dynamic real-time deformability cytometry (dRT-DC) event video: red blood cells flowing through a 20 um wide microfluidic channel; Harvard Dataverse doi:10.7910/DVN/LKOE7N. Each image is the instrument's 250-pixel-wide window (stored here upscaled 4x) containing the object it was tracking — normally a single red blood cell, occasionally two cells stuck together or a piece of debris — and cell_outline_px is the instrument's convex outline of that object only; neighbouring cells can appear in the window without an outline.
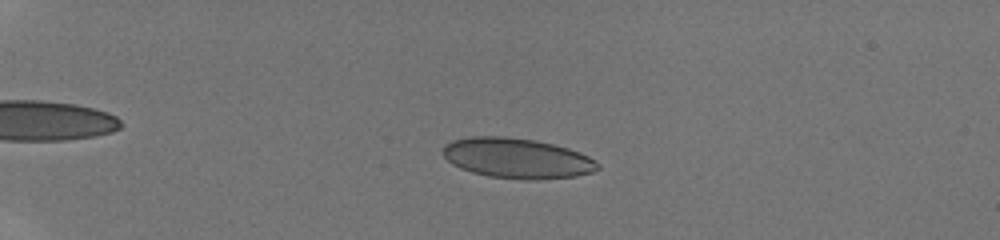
{"species": "human", "species_latin": "Homo sapiens", "temperature_condition": "room temperature", "stored_images_in_passage": 51, "camera_frame_rate_fps": 3000, "um_per_image_px": 0.085, "donor": {"sex": "male"}, "frame": {"image": 1, "passage_image": 14, "time_ms": 4.333, "image_size_px": [1000, 240], "cell_outline_px": [[600, 168], [592, 172], [576, 176], [536, 180], [528, 180], [488, 176], [472, 172], [460, 168], [452, 164], [440, 152], [444, 144], [452, 140], [472, 136], [504, 136], [536, 140], [568, 148], [580, 152], [588, 156], [600, 164]], "centroid_in_image_um": [43.93, 13.44], "position_along_channel_um": 41.1, "area_um2": 36.53}}
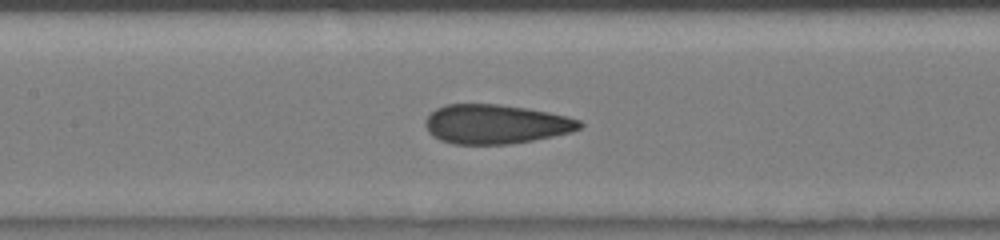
{"frame": {"image": 2, "passage_image": 28, "time_ms": 9.0, "image_size_px": [1000, 240], "cell_outline_px": [[584, 124], [580, 128], [572, 132], [512, 144], [452, 144], [440, 140], [432, 136], [428, 132], [424, 124], [424, 120], [436, 108], [444, 104], [500, 104], [528, 108], [548, 112], [580, 120]], "centroid_in_image_um": [42.1, 10.55], "position_along_channel_um": 165.3, "area_um2": 35.49}}
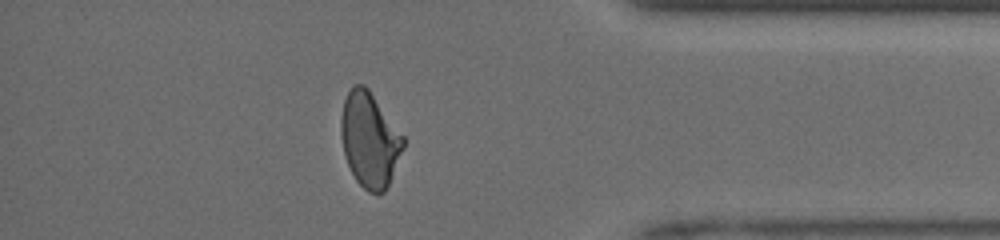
{"frame": {"image": 3, "passage_image": 46, "time_ms": 15.0, "image_size_px": [1000, 240], "cell_outline_px": [[404, 148], [388, 184], [384, 192], [368, 192], [356, 180], [348, 164], [344, 152], [340, 136], [340, 120], [344, 100], [352, 84], [364, 84], [368, 88], [404, 136]], "centroid_in_image_um": [31.4, 11.84], "position_along_channel_um": 403.8, "area_um2": 34.22}, "authors_computed_cell_mechanics": {"area_um2": 35.547, "velocity_mm_per_s": 4.2592, "shape_relaxation_time_tau1_ms": 10.4922, "shape_relaxation_time_tau2_ms": 0.7819, "deformation_change_tau1": 0.2461, "deformation_change_tau2": 0.066}}